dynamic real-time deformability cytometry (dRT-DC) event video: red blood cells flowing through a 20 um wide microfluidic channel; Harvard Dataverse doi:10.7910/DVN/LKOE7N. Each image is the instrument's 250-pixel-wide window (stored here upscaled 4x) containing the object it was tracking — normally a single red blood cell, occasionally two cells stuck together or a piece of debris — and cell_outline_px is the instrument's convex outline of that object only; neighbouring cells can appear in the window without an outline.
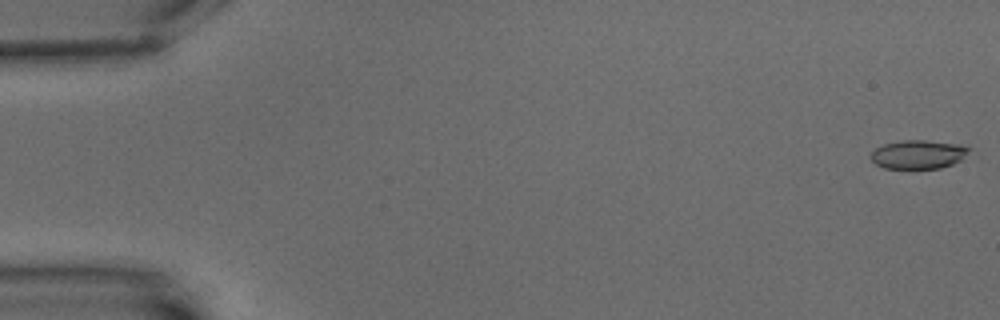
{"species": "common noctule bat (a hibernating species)", "species_latin": "Nyctalus noctula", "temperature_condition": "warm", "stored_images_in_passage": 6, "camera_frame_rate_fps": 3000, "um_per_image_px": 0.085, "animal": {"sex": "male", "body_mass_g": 15.6}, "frame": {"image": 1, "passage_image": 1, "time_ms": 0.0, "image_size_px": [1000, 320], "cell_outline_px": [[972, 148], [960, 160], [952, 164], [940, 168], [884, 168], [876, 164], [872, 160], [872, 152], [876, 148], [884, 144], [904, 140], [924, 140], [960, 144]], "centroid_in_image_um": [78.07, 13.12], "position_along_channel_um": 6.9, "area_um2": 16.24}}
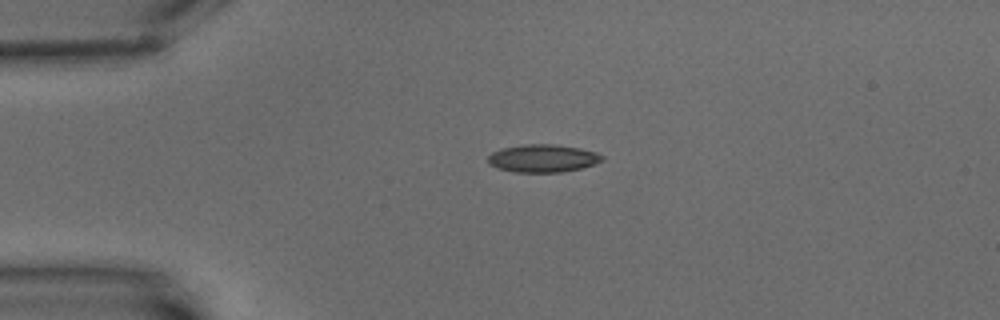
{"frame": {"image": 2, "passage_image": 5, "time_ms": 4.667, "image_size_px": [1000, 320], "cell_outline_px": [[604, 160], [580, 168], [560, 172], [512, 172], [496, 168], [488, 164], [488, 156], [492, 152], [500, 148], [524, 144], [556, 144], [580, 148], [596, 152], [604, 156]], "centroid_in_image_um": [46.1, 13.45], "position_along_channel_um": 38.9, "area_um2": 18.61}}